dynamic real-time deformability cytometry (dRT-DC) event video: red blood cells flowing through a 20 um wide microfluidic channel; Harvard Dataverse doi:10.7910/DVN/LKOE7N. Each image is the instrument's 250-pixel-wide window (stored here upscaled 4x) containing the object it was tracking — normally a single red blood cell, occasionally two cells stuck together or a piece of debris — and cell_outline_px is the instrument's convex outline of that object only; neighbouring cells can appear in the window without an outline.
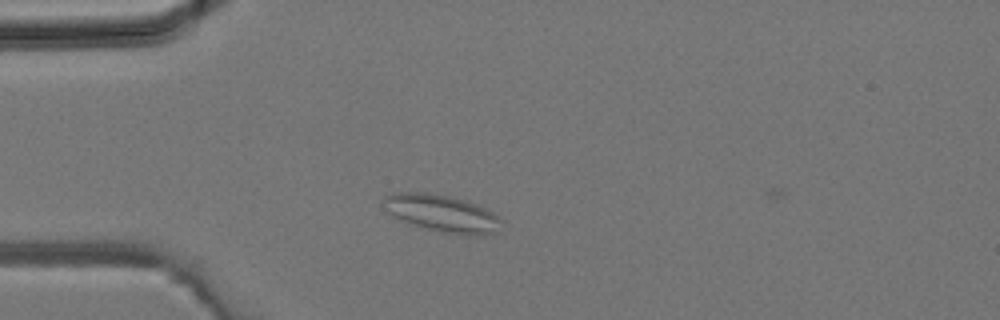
{"species": "common noctule bat (a hibernating species)", "species_latin": "Nyctalus noctula", "temperature_condition": "room temperature", "stored_images_in_passage": 3, "camera_frame_rate_fps": 3000, "um_per_image_px": 0.085, "animal": {"sex": "male", "body_mass_g": 19.2, "forearm_length_mm": 51.8}, "frame": {"image": 1, "passage_image": 3, "time_ms": 0.667, "image_size_px": [1000, 320], "cell_outline_px": [[504, 220], [496, 232], [476, 236], [468, 236], [440, 232], [400, 220], [392, 216], [388, 212], [384, 200], [384, 196], [396, 192], [424, 192], [444, 196], [460, 200], [484, 208], [492, 212]], "centroid_in_image_um": [37.58, 18.16], "position_along_channel_um": 47.4, "area_um2": 25.09}}